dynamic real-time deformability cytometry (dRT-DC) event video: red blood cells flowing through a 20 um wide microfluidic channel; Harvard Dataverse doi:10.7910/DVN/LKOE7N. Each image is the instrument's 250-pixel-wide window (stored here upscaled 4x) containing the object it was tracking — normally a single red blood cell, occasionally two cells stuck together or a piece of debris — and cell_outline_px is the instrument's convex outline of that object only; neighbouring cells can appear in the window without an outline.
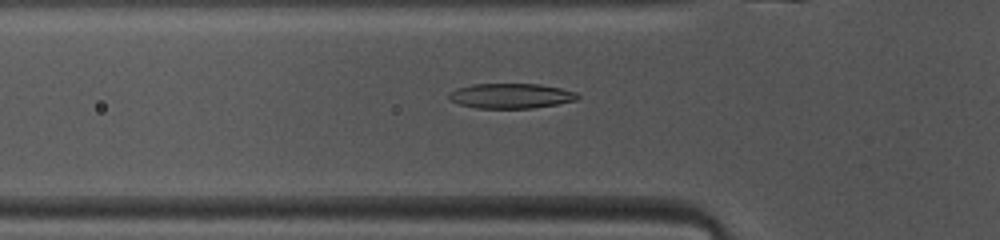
{"species": "common noctule bat (a hibernating species)", "species_latin": "Nyctalus noctula", "temperature_condition": "warm", "stored_images_in_passage": 47, "camera_frame_rate_fps": 3000, "um_per_image_px": 0.085, "animal": {"sex": "female", "body_mass_g": 10.0, "forearm_length_mm": 53.1}, "frame": {"image": 1, "passage_image": 14, "time_ms": 4.333, "image_size_px": [1000, 240], "cell_outline_px": [[580, 96], [576, 100], [556, 104], [532, 108], [476, 108], [460, 104], [452, 100], [448, 96], [448, 92], [456, 88], [472, 84], [540, 84], [560, 88], [576, 92]], "centroid_in_image_um": [43.41, 8.14], "position_along_channel_um": 82.4, "area_um2": 18.67}}
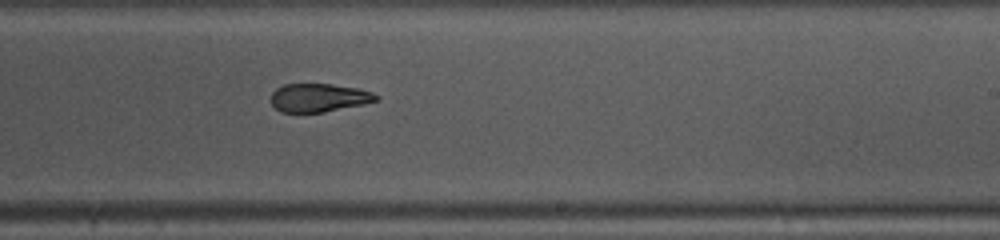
{"frame": {"image": 2, "passage_image": 27, "time_ms": 8.667, "image_size_px": [1000, 240], "cell_outline_px": [[380, 100], [364, 104], [324, 112], [280, 112], [272, 104], [272, 92], [276, 88], [284, 84], [332, 84], [360, 88], [372, 92], [380, 96]], "centroid_in_image_um": [27.15, 8.3], "position_along_channel_um": 261.9, "area_um2": 17.51}}
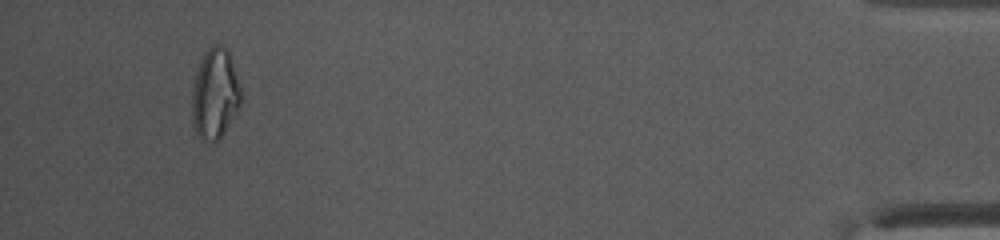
{"frame": {"image": 3, "passage_image": 44, "time_ms": 14.333, "image_size_px": [1000, 240], "cell_outline_px": [[244, 100], [224, 132], [216, 140], [200, 140], [196, 136], [192, 124], [192, 84], [200, 60], [208, 48], [212, 44], [220, 44], [228, 48], [240, 84]], "centroid_in_image_um": [18.28, 7.95], "position_along_channel_um": 416.9, "area_um2": 26.36}, "authors_computed_cell_mechanics": {"area_um2": 19.074, "velocity_mm_per_s": 4.1184, "shape_relaxation_time_tau1_ms": 9.8919, "shape_relaxation_time_tau2_ms": 3.7083, "deformation_change_tau1": 0.2947, "deformation_change_tau2": 0.1292}}